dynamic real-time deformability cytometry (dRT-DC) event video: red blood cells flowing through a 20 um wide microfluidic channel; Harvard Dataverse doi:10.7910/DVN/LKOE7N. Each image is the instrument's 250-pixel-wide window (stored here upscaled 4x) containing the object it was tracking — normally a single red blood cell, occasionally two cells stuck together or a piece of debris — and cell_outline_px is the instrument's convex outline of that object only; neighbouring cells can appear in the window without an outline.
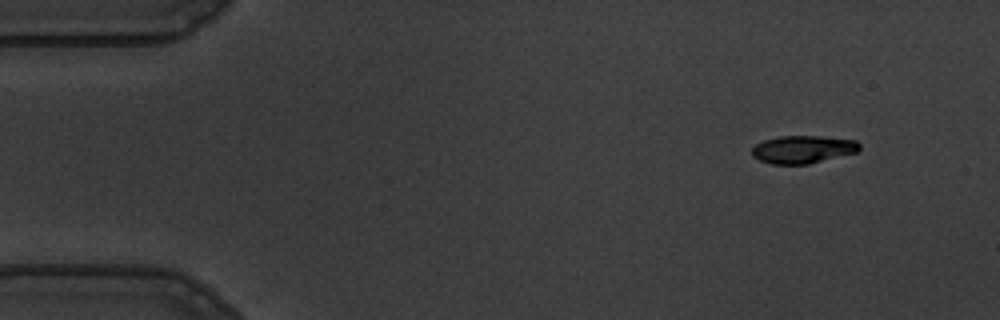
{"species": "common noctule bat (a hibernating species)", "species_latin": "Nyctalus noctula", "temperature_condition": "warm", "stored_images_in_passage": 52, "camera_frame_rate_fps": 3000, "um_per_image_px": 0.085, "animal": {"sex": "male", "body_mass_g": 19.5, "forearm_length_mm": 54.6}, "frame": {"image": 1, "passage_image": 1, "time_ms": 0.0, "image_size_px": [1000, 320], "cell_outline_px": [[860, 148], [856, 152], [808, 164], [772, 164], [760, 160], [752, 156], [752, 148], [756, 144], [764, 140], [780, 136], [820, 136], [856, 140], [860, 144]], "centroid_in_image_um": [68.23, 12.69], "position_along_channel_um": 16.8, "area_um2": 17.28}}
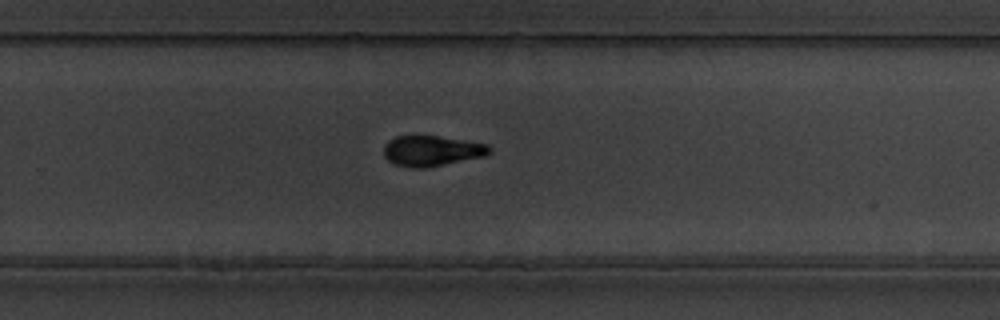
{"frame": {"image": 2, "passage_image": 32, "time_ms": 10.333, "image_size_px": [1000, 320], "cell_outline_px": [[488, 152], [484, 156], [424, 168], [408, 168], [396, 164], [388, 160], [384, 156], [384, 144], [388, 140], [396, 136], [436, 136], [488, 144]], "centroid_in_image_um": [36.62, 12.82], "position_along_channel_um": 293.2, "area_um2": 18.44}}
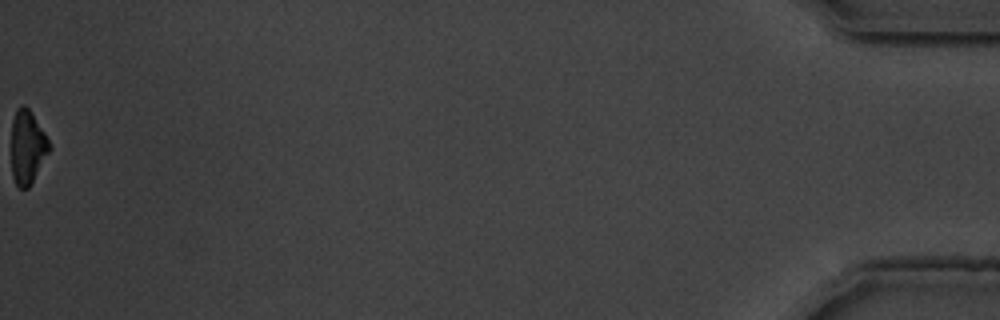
{"frame": {"image": 3, "passage_image": 52, "time_ms": 17.0, "image_size_px": [1000, 320], "cell_outline_px": [[52, 148], [28, 188], [20, 188], [16, 184], [12, 176], [12, 120], [16, 108], [20, 104], [24, 104], [32, 112], [44, 132]], "centroid_in_image_um": [2.33, 12.47], "position_along_channel_um": 432.9, "area_um2": 16.3}, "authors_computed_cell_mechanics": {"area_um2": 19.1607, "velocity_mm_per_s": 3.615, "shape_relaxation_time_tau1_ms": 3.9347, "shape_relaxation_time_tau2_ms": 2.0291, "deformation_change_tau1": 0.1554, "deformation_change_tau2": 0.0763}}